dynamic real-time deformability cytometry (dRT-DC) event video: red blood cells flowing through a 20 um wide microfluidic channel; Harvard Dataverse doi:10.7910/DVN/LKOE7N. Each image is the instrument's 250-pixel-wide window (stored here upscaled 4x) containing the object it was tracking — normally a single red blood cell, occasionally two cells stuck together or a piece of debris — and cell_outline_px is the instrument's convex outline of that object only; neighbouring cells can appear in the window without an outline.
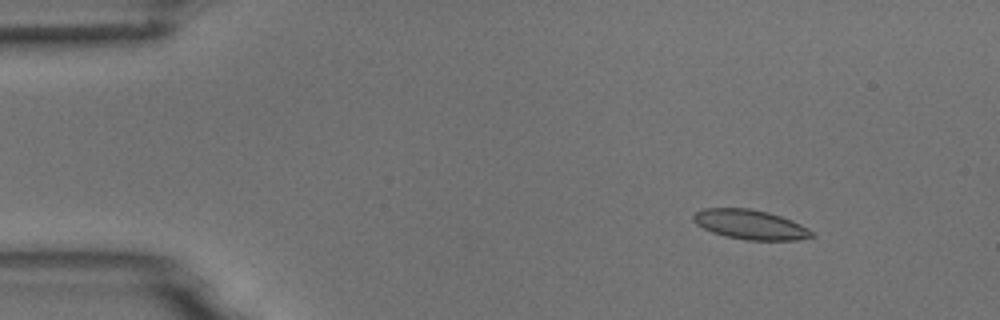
{"species": "common noctule bat (a hibernating species)", "species_latin": "Nyctalus noctula", "temperature_condition": "room temperature", "stored_images_in_passage": 54, "camera_frame_rate_fps": 3000, "um_per_image_px": 0.085, "animal": {"sex": "male", "body_mass_g": 18.8}, "frame": {"image": 1, "passage_image": 6, "time_ms": 1.667, "image_size_px": [1000, 320], "cell_outline_px": [[816, 236], [796, 240], [744, 240], [712, 232], [696, 224], [692, 220], [692, 216], [696, 212], [704, 208], [748, 208], [768, 212], [792, 220], [800, 224], [812, 232]], "centroid_in_image_um": [63.76, 19.08], "position_along_channel_um": 21.2, "area_um2": 20.29}}
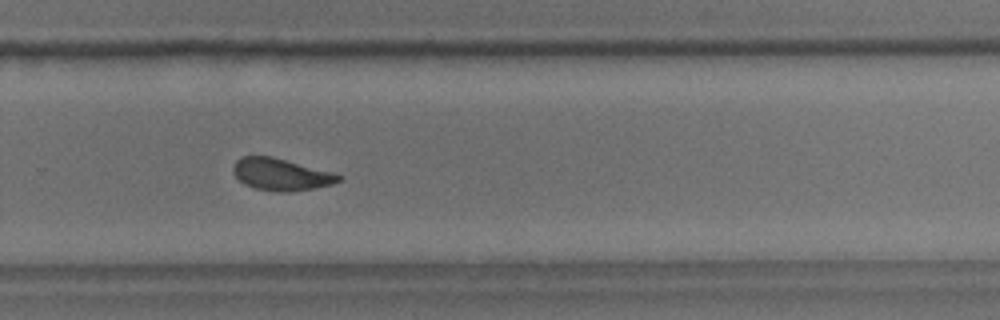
{"frame": {"image": 2, "passage_image": 36, "time_ms": 11.667, "image_size_px": [1000, 320], "cell_outline_px": [[344, 176], [340, 180], [332, 184], [316, 188], [288, 192], [276, 192], [256, 188], [244, 184], [232, 172], [232, 168], [236, 160], [240, 156], [272, 156], [332, 172]], "centroid_in_image_um": [23.88, 14.82], "position_along_channel_um": 305.9, "area_um2": 19.71}}
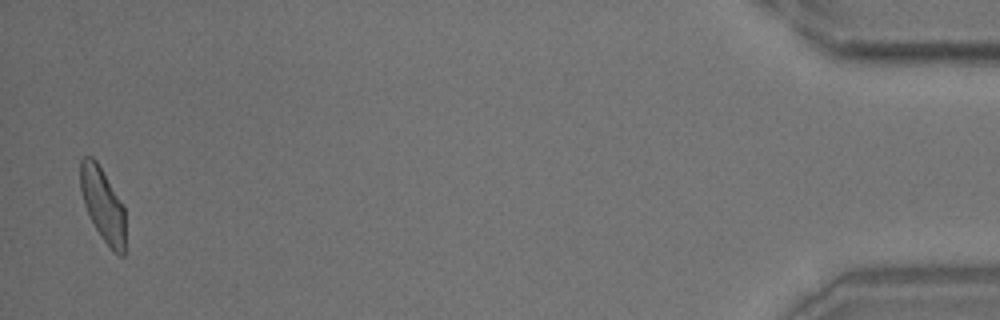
{"frame": {"image": 3, "passage_image": 53, "time_ms": 17.333, "image_size_px": [1000, 320], "cell_outline_px": [[124, 256], [120, 256], [112, 252], [100, 236], [84, 204], [80, 192], [80, 160], [84, 156], [92, 156], [96, 160], [124, 208]], "centroid_in_image_um": [8.71, 17.4], "position_along_channel_um": 426.5, "area_um2": 19.02}, "authors_computed_cell_mechanics": {"area_um2": 20.23, "velocity_mm_per_s": 3.6773, "shape_relaxation_time_tau1_ms": 5.2787, "shape_relaxation_time_tau2_ms": 0.7532, "deformation_change_tau1": 0.1331, "deformation_change_tau2": 0.0657}}